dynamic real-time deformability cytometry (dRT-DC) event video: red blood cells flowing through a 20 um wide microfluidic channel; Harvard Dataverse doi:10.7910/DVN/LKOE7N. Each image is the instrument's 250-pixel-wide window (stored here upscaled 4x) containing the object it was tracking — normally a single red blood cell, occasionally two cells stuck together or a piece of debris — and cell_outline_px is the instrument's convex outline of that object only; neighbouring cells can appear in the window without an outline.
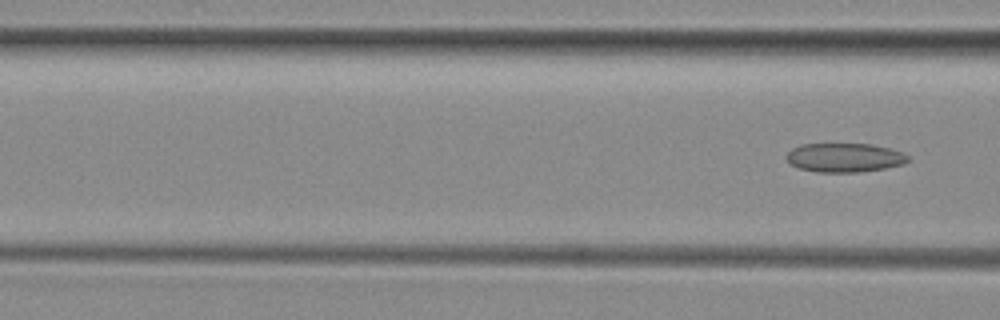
{"species": "common noctule bat (a hibernating species)", "species_latin": "Nyctalus noctula", "temperature_condition": "room temperature", "stored_images_in_passage": 5, "segment_of_instrument_passage": [2, 2], "camera_frame_rate_fps": 3000, "um_per_image_px": 0.085, "animal": {"sex": "female", "body_mass_g": 29.2, "forearm_length_mm": 56.3}, "frame": {"image": 1, "passage_image": 5, "time_ms": 5.667, "image_size_px": [1000, 320], "cell_outline_px": [[908, 160], [904, 164], [884, 168], [856, 172], [816, 172], [800, 168], [792, 164], [784, 156], [792, 148], [800, 144], [872, 144], [904, 152], [908, 156]], "centroid_in_image_um": [71.78, 13.39], "position_along_channel_um": 94.8, "area_um2": 20.46}}